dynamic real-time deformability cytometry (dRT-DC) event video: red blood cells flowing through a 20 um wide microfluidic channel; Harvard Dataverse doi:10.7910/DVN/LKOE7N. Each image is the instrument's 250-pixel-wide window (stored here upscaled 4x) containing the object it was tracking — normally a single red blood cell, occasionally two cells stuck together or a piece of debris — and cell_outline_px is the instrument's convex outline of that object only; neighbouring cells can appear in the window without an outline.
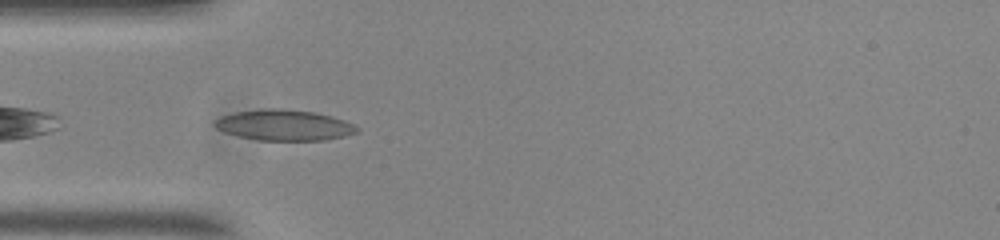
{"species": "common noctule bat (a hibernating species)", "species_latin": "Nyctalus noctula", "temperature_condition": "room temperature", "stored_images_in_passage": 25, "camera_frame_rate_fps": 3000, "um_per_image_px": 0.085, "animal": {"sex": "male", "body_mass_g": 20.0, "forearm_length_mm": 53.3}, "frame": {"image": 1, "passage_image": 2, "time_ms": 0.333, "image_size_px": [1000, 240], "cell_outline_px": [[360, 128], [356, 132], [344, 136], [324, 140], [256, 140], [236, 136], [224, 132], [216, 128], [212, 124], [220, 116], [236, 112], [260, 108], [280, 108], [316, 112], [332, 116], [344, 120]], "centroid_in_image_um": [24.11, 10.63], "position_along_channel_um": 60.9, "area_um2": 25.66}}
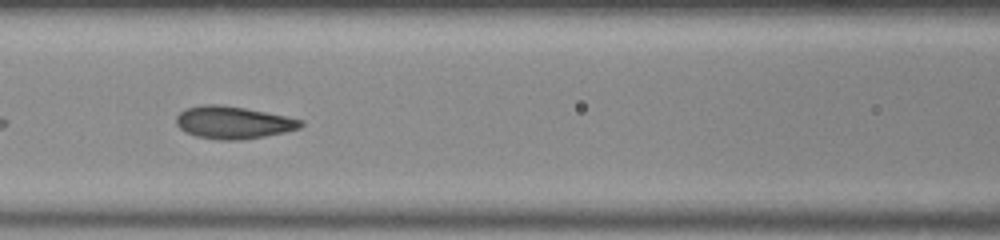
{"frame": {"image": 2, "passage_image": 9, "time_ms": 2.667, "image_size_px": [1000, 240], "cell_outline_px": [[304, 124], [300, 128], [284, 132], [264, 136], [240, 140], [220, 140], [196, 136], [180, 128], [176, 124], [176, 116], [184, 108], [204, 104], [220, 104], [244, 108], [304, 120]], "centroid_in_image_um": [19.8, 10.41], "position_along_channel_um": 146.8, "area_um2": 23.41}}
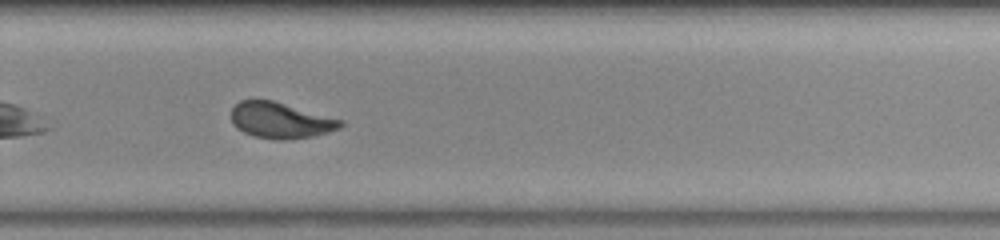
{"frame": {"image": 3, "passage_image": 22, "time_ms": 7.0, "image_size_px": [1000, 240], "cell_outline_px": [[344, 124], [340, 128], [328, 132], [312, 136], [288, 140], [276, 140], [252, 136], [236, 128], [232, 124], [232, 108], [240, 100], [272, 100], [344, 120]], "centroid_in_image_um": [23.85, 10.24], "position_along_channel_um": 306.0, "area_um2": 22.95}}